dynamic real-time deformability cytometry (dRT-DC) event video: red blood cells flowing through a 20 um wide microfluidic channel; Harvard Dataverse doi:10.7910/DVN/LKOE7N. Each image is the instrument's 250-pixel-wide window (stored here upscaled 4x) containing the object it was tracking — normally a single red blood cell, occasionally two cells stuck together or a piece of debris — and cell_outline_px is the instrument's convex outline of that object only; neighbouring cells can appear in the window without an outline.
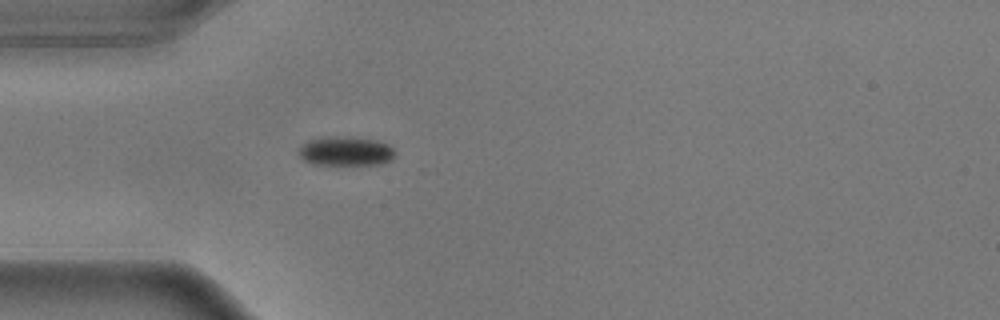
{"species": "common noctule bat (a hibernating species)", "species_latin": "Nyctalus noctula", "temperature_condition": "warm", "stored_images_in_passage": 41, "camera_frame_rate_fps": 3000, "um_per_image_px": 0.085, "animal": {"sex": "male", "body_mass_g": 17.9}, "frame": {"image": 1, "passage_image": 1, "time_ms": 0.0, "image_size_px": [1000, 320], "cell_outline_px": [[396, 152], [392, 160], [380, 164], [316, 164], [304, 160], [296, 152], [308, 140], [320, 136], [344, 136], [380, 140], [388, 144]], "centroid_in_image_um": [29.4, 12.82], "position_along_channel_um": 55.6, "area_um2": 16.59}}
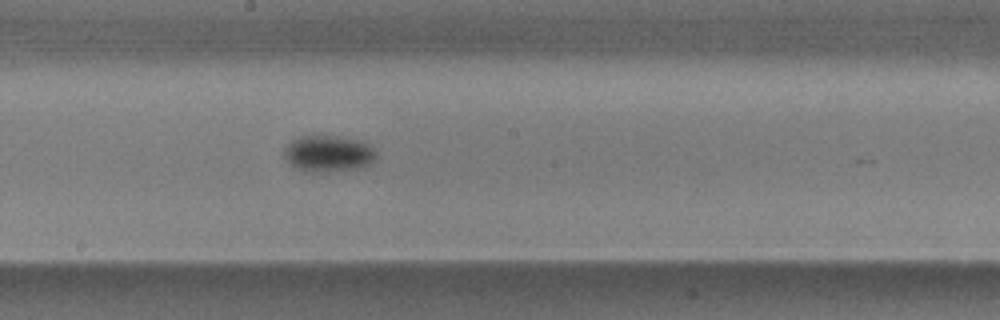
{"frame": {"image": 2, "passage_image": 15, "time_ms": 4.667, "image_size_px": [1000, 320], "cell_outline_px": [[376, 156], [372, 164], [360, 168], [328, 172], [308, 172], [296, 168], [284, 156], [284, 148], [292, 140], [300, 136], [344, 136], [364, 140], [376, 148]], "centroid_in_image_um": [27.99, 13.04], "position_along_channel_um": 220.2, "area_um2": 20.0}}
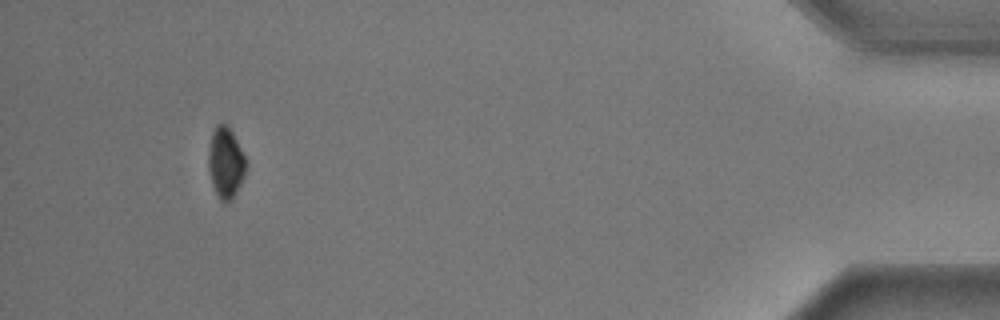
{"frame": {"image": 3, "passage_image": 37, "time_ms": 12.0, "image_size_px": [1000, 320], "cell_outline_px": [[248, 168], [236, 192], [224, 204], [220, 200], [212, 184], [208, 168], [208, 152], [212, 132], [216, 124], [220, 120], [228, 124], [248, 160]], "centroid_in_image_um": [19.2, 13.75], "position_along_channel_um": 416.0, "area_um2": 15.9}, "authors_computed_cell_mechanics": {"area_um2": 16.9354, "velocity_mm_per_s": 3.6216, "shape_relaxation_time_tau1_ms": 2.7123, "shape_relaxation_time_tau2_ms": null, "deformation_change_tau1": 0.1074, "deformation_change_tau2": null}}